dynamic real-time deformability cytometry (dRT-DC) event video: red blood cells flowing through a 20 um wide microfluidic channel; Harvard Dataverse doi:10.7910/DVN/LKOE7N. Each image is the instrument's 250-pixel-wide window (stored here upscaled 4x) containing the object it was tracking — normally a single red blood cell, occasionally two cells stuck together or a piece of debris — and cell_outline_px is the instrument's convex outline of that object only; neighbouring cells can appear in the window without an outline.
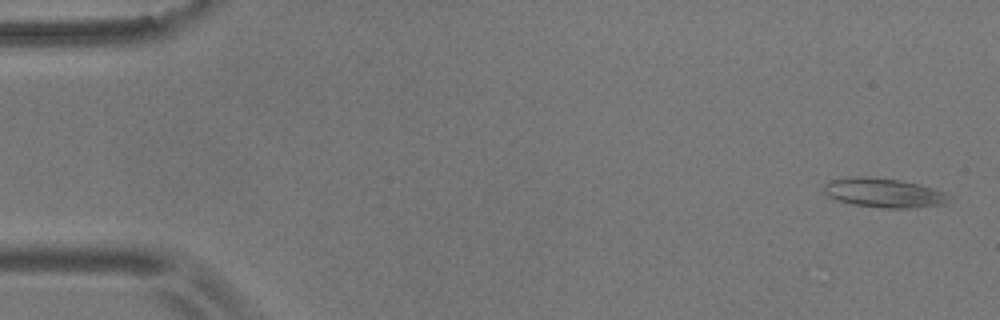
{"species": "common noctule bat (a hibernating species)", "species_latin": "Nyctalus noctula", "temperature_condition": "room temperature", "stored_images_in_passage": 14, "camera_frame_rate_fps": 3000, "um_per_image_px": 0.085, "animal": {"sex": "male", "body_mass_g": 17.9}, "frame": {"image": 1, "passage_image": 2, "time_ms": 0.333, "image_size_px": [1000, 320], "cell_outline_px": [[944, 204], [908, 208], [884, 208], [852, 204], [828, 196], [824, 192], [824, 184], [832, 180], [856, 176], [868, 176], [900, 180], [920, 184], [932, 188], [940, 192], [944, 196]], "centroid_in_image_um": [75.02, 16.38], "position_along_channel_um": 10.0, "area_um2": 20.75}}
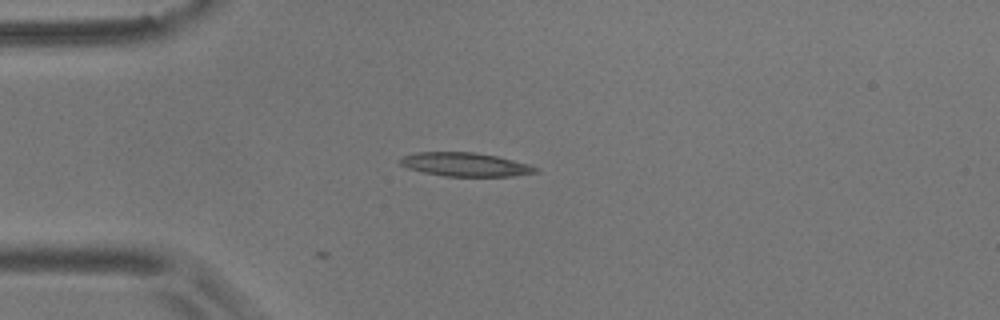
{"frame": {"image": 2, "passage_image": 14, "time_ms": 4.333, "image_size_px": [1000, 320], "cell_outline_px": [[540, 172], [512, 176], [444, 176], [424, 172], [408, 168], [400, 164], [396, 160], [404, 156], [416, 152], [472, 152], [496, 156], [528, 164], [540, 168]], "centroid_in_image_um": [39.54, 13.98], "position_along_channel_um": 45.5, "area_um2": 18.67}}